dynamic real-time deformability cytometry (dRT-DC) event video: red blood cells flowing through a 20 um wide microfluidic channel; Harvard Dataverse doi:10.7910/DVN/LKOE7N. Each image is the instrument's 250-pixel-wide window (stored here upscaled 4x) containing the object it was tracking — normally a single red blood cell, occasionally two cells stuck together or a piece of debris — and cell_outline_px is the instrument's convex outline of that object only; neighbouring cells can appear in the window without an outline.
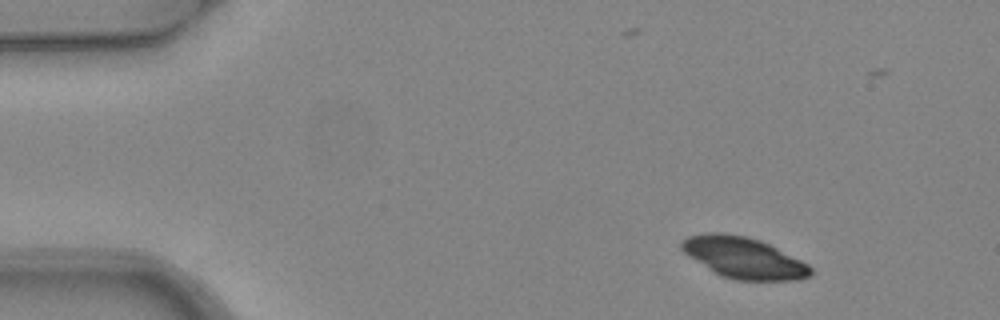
{"species": "common noctule bat (a hibernating species)", "species_latin": "Nyctalus noctula", "temperature_condition": "warm", "stored_images_in_passage": 6, "camera_frame_rate_fps": 3000, "um_per_image_px": 0.085, "animal": {"sex": "female", "body_mass_g": 24.6, "forearm_length_mm": 56.2}, "frame": {"image": 1, "passage_image": 1, "time_ms": 0.0, "image_size_px": [1000, 320], "cell_outline_px": [[812, 276], [796, 280], [736, 280], [724, 276], [708, 268], [688, 256], [680, 248], [680, 240], [688, 236], [708, 232], [724, 232], [748, 236], [760, 240], [808, 264], [812, 268]], "centroid_in_image_um": [63.19, 21.89], "position_along_channel_um": 21.8, "area_um2": 30.81}}